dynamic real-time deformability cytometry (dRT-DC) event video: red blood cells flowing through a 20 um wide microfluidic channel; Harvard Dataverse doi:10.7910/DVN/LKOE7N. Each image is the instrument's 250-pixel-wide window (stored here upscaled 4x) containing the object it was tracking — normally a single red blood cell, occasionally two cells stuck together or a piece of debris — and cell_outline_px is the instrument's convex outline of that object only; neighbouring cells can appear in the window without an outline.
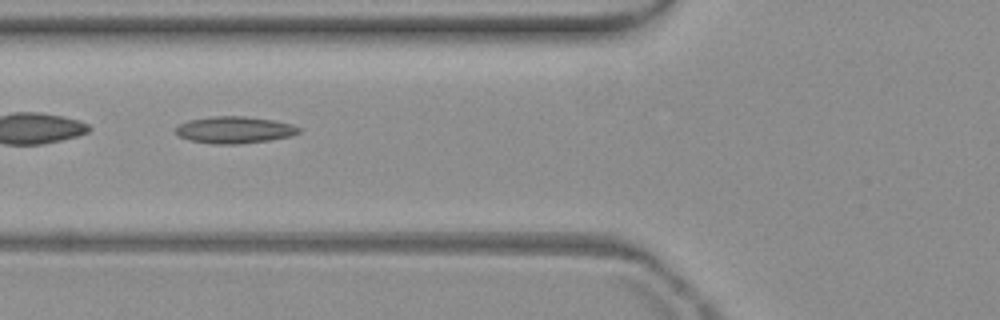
{"species": "common noctule bat (a hibernating species)", "species_latin": "Nyctalus noctula", "temperature_condition": "warm", "stored_images_in_passage": 3, "camera_frame_rate_fps": 3000, "um_per_image_px": 0.085, "animal": {"sex": "female", "body_mass_g": 19.3, "forearm_length_mm": 54.1}, "frame": {"image": 1, "passage_image": 3, "time_ms": 3.333, "image_size_px": [1000, 320], "cell_outline_px": [[300, 132], [292, 136], [268, 140], [240, 144], [212, 144], [188, 140], [180, 136], [176, 132], [176, 128], [180, 124], [188, 120], [212, 116], [244, 116], [272, 120], [292, 124], [300, 128]], "centroid_in_image_um": [19.93, 11.04], "position_along_channel_um": 105.9, "area_um2": 19.25}}